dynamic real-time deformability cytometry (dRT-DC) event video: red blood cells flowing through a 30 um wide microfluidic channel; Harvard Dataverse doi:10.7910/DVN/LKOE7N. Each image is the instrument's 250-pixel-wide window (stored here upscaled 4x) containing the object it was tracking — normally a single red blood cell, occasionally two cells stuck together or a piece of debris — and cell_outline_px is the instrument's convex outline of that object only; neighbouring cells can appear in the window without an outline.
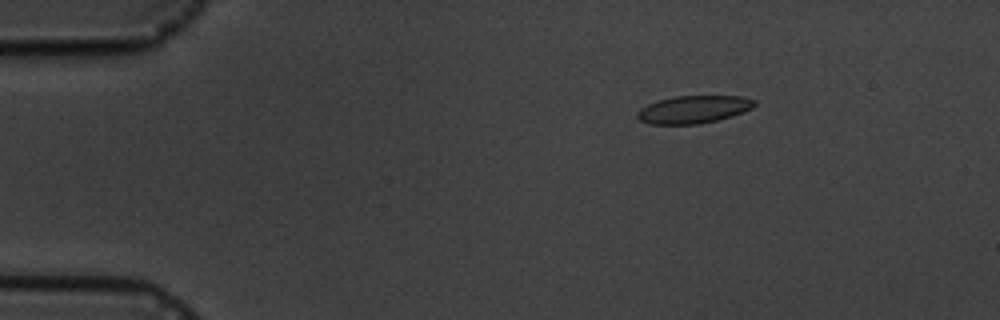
{"species": "common noctule bat (a hibernating species)", "species_latin": "Nyctalus noctula", "temperature_condition": "cold", "stored_images_in_passage": 7, "camera_frame_rate_fps": 3000, "um_per_image_px": 0.085, "animal": {"sex": "male", "body_mass_g": 19.5, "forearm_length_mm": 54.6}, "frame": {"image": 1, "passage_image": 3, "time_ms": 2.0, "image_size_px": [1000, 320], "cell_outline_px": [[756, 104], [752, 108], [732, 116], [700, 124], [648, 124], [640, 120], [636, 116], [636, 112], [640, 108], [648, 104], [660, 100], [676, 96], [740, 96], [756, 100]], "centroid_in_image_um": [58.94, 9.3], "position_along_channel_um": 26.1, "area_um2": 18.84}}
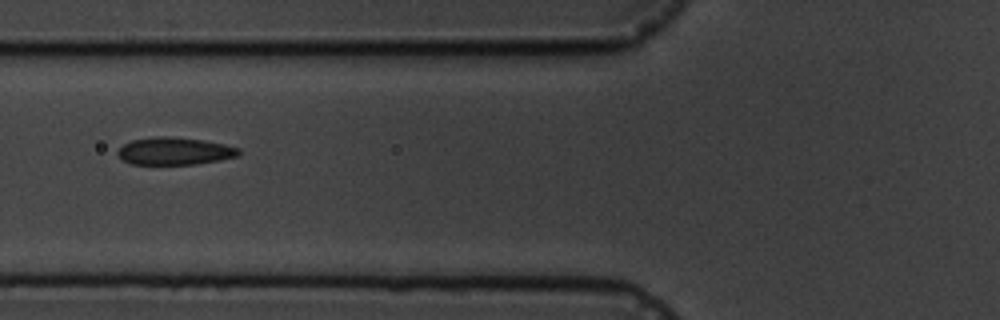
{"frame": {"image": 2, "passage_image": 6, "time_ms": 6.333, "image_size_px": [1000, 320], "cell_outline_px": [[240, 152], [236, 156], [196, 164], [132, 164], [120, 160], [116, 152], [124, 144], [132, 140], [156, 136], [168, 136], [200, 140], [224, 144], [240, 148]], "centroid_in_image_um": [14.78, 12.84], "position_along_channel_um": 111.0, "area_um2": 19.19}}
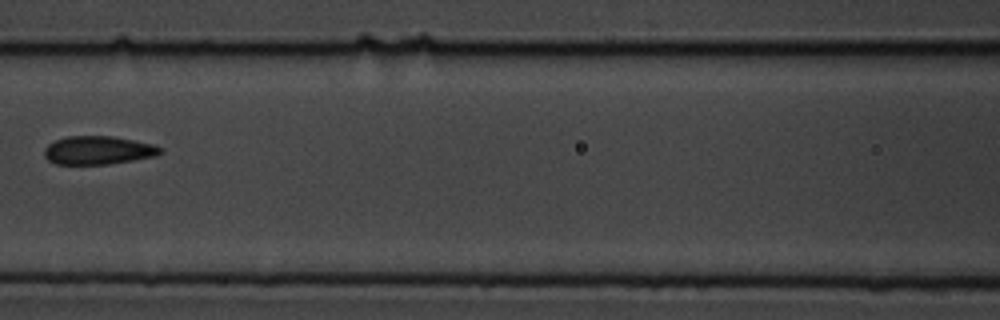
{"frame": {"image": 3, "passage_image": 7, "time_ms": 7.667, "image_size_px": [1000, 320], "cell_outline_px": [[164, 152], [156, 156], [108, 164], [56, 164], [48, 160], [44, 156], [44, 148], [48, 144], [56, 140], [68, 136], [112, 136], [152, 144], [160, 148]], "centroid_in_image_um": [8.32, 12.77], "position_along_channel_um": 158.3, "area_um2": 19.07}}